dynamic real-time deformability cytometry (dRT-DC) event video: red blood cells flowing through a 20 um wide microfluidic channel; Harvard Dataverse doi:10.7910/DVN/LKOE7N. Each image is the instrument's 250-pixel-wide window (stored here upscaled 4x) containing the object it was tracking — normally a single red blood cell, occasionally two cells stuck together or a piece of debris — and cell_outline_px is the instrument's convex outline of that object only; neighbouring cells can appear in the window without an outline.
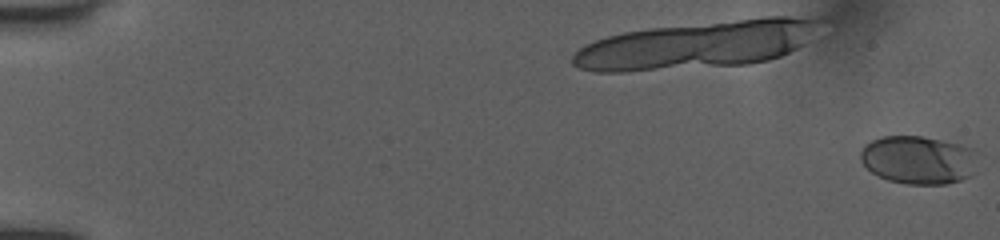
{"species": "human", "species_latin": "Homo sapiens", "temperature_condition": "room temperature", "stored_images_in_passage": 12, "camera_frame_rate_fps": 3000, "um_per_image_px": 0.085, "donor": {"sex": "female"}, "frame": {"image": 1, "passage_image": 1, "time_ms": 0.0, "image_size_px": [1000, 240], "cell_outline_px": [[976, 152], [972, 176], [948, 184], [908, 184], [888, 180], [872, 172], [860, 160], [860, 152], [864, 144], [880, 136], [920, 136], [960, 144], [972, 148]], "centroid_in_image_um": [78.04, 13.58], "position_along_channel_um": 7.0, "area_um2": 32.95}}
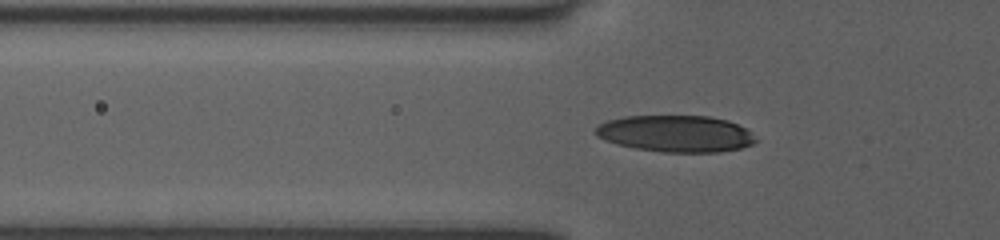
{"frame": {"image": 2, "passage_image": 10, "time_ms": 6.333, "image_size_px": [1000, 240], "cell_outline_px": [[760, 140], [752, 144], [740, 148], [720, 152], [660, 152], [636, 148], [616, 144], [604, 140], [596, 136], [596, 128], [600, 124], [608, 120], [624, 116], [708, 116], [728, 120], [744, 128]], "centroid_in_image_um": [57.44, 11.36], "position_along_channel_um": 68.4, "area_um2": 34.22}}